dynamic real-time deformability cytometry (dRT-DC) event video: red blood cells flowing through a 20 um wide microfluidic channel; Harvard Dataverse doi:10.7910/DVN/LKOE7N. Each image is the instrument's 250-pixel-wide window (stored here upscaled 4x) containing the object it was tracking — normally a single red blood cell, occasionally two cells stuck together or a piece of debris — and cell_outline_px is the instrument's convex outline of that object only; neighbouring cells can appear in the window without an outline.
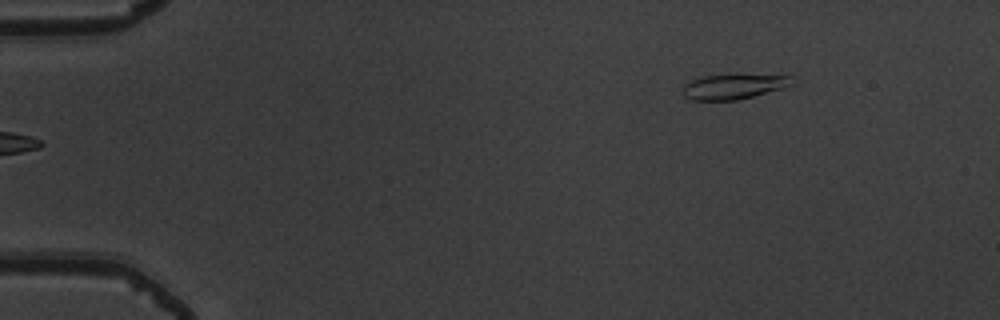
{"species": "common noctule bat (a hibernating species)", "species_latin": "Nyctalus noctula", "temperature_condition": "warm", "stored_images_in_passage": 2, "camera_frame_rate_fps": 3000, "um_per_image_px": 0.085, "animal": {"sex": "male", "body_mass_g": 19.5, "forearm_length_mm": 54.6}, "frame": {"image": 1, "passage_image": 2, "time_ms": 0.333, "image_size_px": [1000, 320], "cell_outline_px": [[792, 84], [780, 88], [752, 96], [736, 100], [688, 100], [684, 96], [684, 84], [692, 80], [704, 76], [788, 72]], "centroid_in_image_um": [62.42, 7.31], "position_along_channel_um": 22.6, "area_um2": 16.24}}